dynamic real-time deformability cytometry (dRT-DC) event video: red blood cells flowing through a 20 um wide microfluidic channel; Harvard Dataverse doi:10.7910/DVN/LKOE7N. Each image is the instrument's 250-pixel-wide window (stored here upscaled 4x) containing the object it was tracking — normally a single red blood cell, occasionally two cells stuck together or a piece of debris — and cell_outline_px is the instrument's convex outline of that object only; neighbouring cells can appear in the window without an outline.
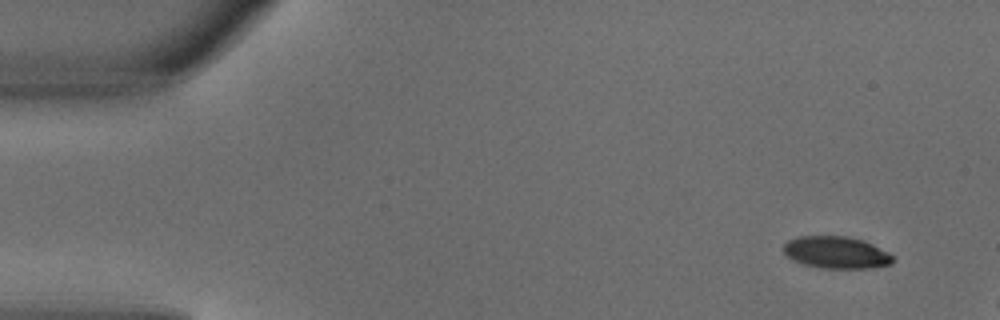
{"species": "common noctule bat (a hibernating species)", "species_latin": "Nyctalus noctula", "temperature_condition": "warm", "stored_images_in_passage": 3, "camera_frame_rate_fps": 3000, "um_per_image_px": 0.085, "animal": {"sex": "male", "body_mass_g": 18.8}, "frame": {"image": 1, "passage_image": 1, "time_ms": 0.0, "image_size_px": [1000, 320], "cell_outline_px": [[896, 260], [892, 264], [872, 268], [824, 268], [804, 264], [792, 260], [784, 252], [784, 244], [788, 240], [800, 236], [844, 236], [864, 240], [888, 252]], "centroid_in_image_um": [71.11, 21.46], "position_along_channel_um": 13.9, "area_um2": 20.4}}